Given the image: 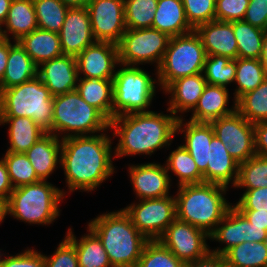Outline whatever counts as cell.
<instances>
[{
    "label": "cell",
    "instance_id": "obj_34",
    "mask_svg": "<svg viewBox=\"0 0 267 267\" xmlns=\"http://www.w3.org/2000/svg\"><path fill=\"white\" fill-rule=\"evenodd\" d=\"M165 163L168 173L173 172L176 175L177 186L203 183V174L182 144L169 154Z\"/></svg>",
    "mask_w": 267,
    "mask_h": 267
},
{
    "label": "cell",
    "instance_id": "obj_27",
    "mask_svg": "<svg viewBox=\"0 0 267 267\" xmlns=\"http://www.w3.org/2000/svg\"><path fill=\"white\" fill-rule=\"evenodd\" d=\"M152 28L170 37L194 31L187 21L182 0H158Z\"/></svg>",
    "mask_w": 267,
    "mask_h": 267
},
{
    "label": "cell",
    "instance_id": "obj_35",
    "mask_svg": "<svg viewBox=\"0 0 267 267\" xmlns=\"http://www.w3.org/2000/svg\"><path fill=\"white\" fill-rule=\"evenodd\" d=\"M237 41L238 58L260 59L265 30L244 20L231 22Z\"/></svg>",
    "mask_w": 267,
    "mask_h": 267
},
{
    "label": "cell",
    "instance_id": "obj_37",
    "mask_svg": "<svg viewBox=\"0 0 267 267\" xmlns=\"http://www.w3.org/2000/svg\"><path fill=\"white\" fill-rule=\"evenodd\" d=\"M236 110L252 124L267 122V78L236 101Z\"/></svg>",
    "mask_w": 267,
    "mask_h": 267
},
{
    "label": "cell",
    "instance_id": "obj_7",
    "mask_svg": "<svg viewBox=\"0 0 267 267\" xmlns=\"http://www.w3.org/2000/svg\"><path fill=\"white\" fill-rule=\"evenodd\" d=\"M0 117H27L52 133L53 96L39 77L0 90Z\"/></svg>",
    "mask_w": 267,
    "mask_h": 267
},
{
    "label": "cell",
    "instance_id": "obj_45",
    "mask_svg": "<svg viewBox=\"0 0 267 267\" xmlns=\"http://www.w3.org/2000/svg\"><path fill=\"white\" fill-rule=\"evenodd\" d=\"M64 237L53 255L43 254L45 267H79L74 244L66 236Z\"/></svg>",
    "mask_w": 267,
    "mask_h": 267
},
{
    "label": "cell",
    "instance_id": "obj_17",
    "mask_svg": "<svg viewBox=\"0 0 267 267\" xmlns=\"http://www.w3.org/2000/svg\"><path fill=\"white\" fill-rule=\"evenodd\" d=\"M130 182L139 200L169 196L171 175L165 164L143 163L129 165Z\"/></svg>",
    "mask_w": 267,
    "mask_h": 267
},
{
    "label": "cell",
    "instance_id": "obj_6",
    "mask_svg": "<svg viewBox=\"0 0 267 267\" xmlns=\"http://www.w3.org/2000/svg\"><path fill=\"white\" fill-rule=\"evenodd\" d=\"M109 126L110 121L76 90L53 97L52 134L58 138L96 135L110 131Z\"/></svg>",
    "mask_w": 267,
    "mask_h": 267
},
{
    "label": "cell",
    "instance_id": "obj_53",
    "mask_svg": "<svg viewBox=\"0 0 267 267\" xmlns=\"http://www.w3.org/2000/svg\"><path fill=\"white\" fill-rule=\"evenodd\" d=\"M252 225L267 230V212L259 210H239Z\"/></svg>",
    "mask_w": 267,
    "mask_h": 267
},
{
    "label": "cell",
    "instance_id": "obj_60",
    "mask_svg": "<svg viewBox=\"0 0 267 267\" xmlns=\"http://www.w3.org/2000/svg\"><path fill=\"white\" fill-rule=\"evenodd\" d=\"M2 249H0V251H1ZM2 256H3V254L0 252V264H1V261H2Z\"/></svg>",
    "mask_w": 267,
    "mask_h": 267
},
{
    "label": "cell",
    "instance_id": "obj_13",
    "mask_svg": "<svg viewBox=\"0 0 267 267\" xmlns=\"http://www.w3.org/2000/svg\"><path fill=\"white\" fill-rule=\"evenodd\" d=\"M209 234L187 222L175 219L166 229L159 241L183 263L192 262L205 256Z\"/></svg>",
    "mask_w": 267,
    "mask_h": 267
},
{
    "label": "cell",
    "instance_id": "obj_2",
    "mask_svg": "<svg viewBox=\"0 0 267 267\" xmlns=\"http://www.w3.org/2000/svg\"><path fill=\"white\" fill-rule=\"evenodd\" d=\"M169 114L155 111L136 112L114 117L109 129L113 136L119 137L114 149L116 158L134 155H152L163 147H169L176 136L178 118L167 109Z\"/></svg>",
    "mask_w": 267,
    "mask_h": 267
},
{
    "label": "cell",
    "instance_id": "obj_42",
    "mask_svg": "<svg viewBox=\"0 0 267 267\" xmlns=\"http://www.w3.org/2000/svg\"><path fill=\"white\" fill-rule=\"evenodd\" d=\"M6 163L10 181L14 188L39 182L35 169L25 153L6 151L2 157Z\"/></svg>",
    "mask_w": 267,
    "mask_h": 267
},
{
    "label": "cell",
    "instance_id": "obj_10",
    "mask_svg": "<svg viewBox=\"0 0 267 267\" xmlns=\"http://www.w3.org/2000/svg\"><path fill=\"white\" fill-rule=\"evenodd\" d=\"M170 38L168 34L153 28L127 29L117 44L119 64L139 66L155 63L157 75Z\"/></svg>",
    "mask_w": 267,
    "mask_h": 267
},
{
    "label": "cell",
    "instance_id": "obj_39",
    "mask_svg": "<svg viewBox=\"0 0 267 267\" xmlns=\"http://www.w3.org/2000/svg\"><path fill=\"white\" fill-rule=\"evenodd\" d=\"M267 186V157L255 155L239 164L238 179L234 188L245 190Z\"/></svg>",
    "mask_w": 267,
    "mask_h": 267
},
{
    "label": "cell",
    "instance_id": "obj_50",
    "mask_svg": "<svg viewBox=\"0 0 267 267\" xmlns=\"http://www.w3.org/2000/svg\"><path fill=\"white\" fill-rule=\"evenodd\" d=\"M182 267H227L224 255L209 251L205 256L192 262H186Z\"/></svg>",
    "mask_w": 267,
    "mask_h": 267
},
{
    "label": "cell",
    "instance_id": "obj_30",
    "mask_svg": "<svg viewBox=\"0 0 267 267\" xmlns=\"http://www.w3.org/2000/svg\"><path fill=\"white\" fill-rule=\"evenodd\" d=\"M9 125V148L6 151L25 153L46 132L31 118L27 117H0V125Z\"/></svg>",
    "mask_w": 267,
    "mask_h": 267
},
{
    "label": "cell",
    "instance_id": "obj_23",
    "mask_svg": "<svg viewBox=\"0 0 267 267\" xmlns=\"http://www.w3.org/2000/svg\"><path fill=\"white\" fill-rule=\"evenodd\" d=\"M229 91L227 87L207 84L195 108L190 121L210 123L215 119L233 114L236 111V101L229 106Z\"/></svg>",
    "mask_w": 267,
    "mask_h": 267
},
{
    "label": "cell",
    "instance_id": "obj_43",
    "mask_svg": "<svg viewBox=\"0 0 267 267\" xmlns=\"http://www.w3.org/2000/svg\"><path fill=\"white\" fill-rule=\"evenodd\" d=\"M180 261L159 240L148 241L136 267H182Z\"/></svg>",
    "mask_w": 267,
    "mask_h": 267
},
{
    "label": "cell",
    "instance_id": "obj_52",
    "mask_svg": "<svg viewBox=\"0 0 267 267\" xmlns=\"http://www.w3.org/2000/svg\"><path fill=\"white\" fill-rule=\"evenodd\" d=\"M13 189L6 163L0 158V196L7 201Z\"/></svg>",
    "mask_w": 267,
    "mask_h": 267
},
{
    "label": "cell",
    "instance_id": "obj_33",
    "mask_svg": "<svg viewBox=\"0 0 267 267\" xmlns=\"http://www.w3.org/2000/svg\"><path fill=\"white\" fill-rule=\"evenodd\" d=\"M227 267H265L267 246L265 242H243L229 249L225 254Z\"/></svg>",
    "mask_w": 267,
    "mask_h": 267
},
{
    "label": "cell",
    "instance_id": "obj_51",
    "mask_svg": "<svg viewBox=\"0 0 267 267\" xmlns=\"http://www.w3.org/2000/svg\"><path fill=\"white\" fill-rule=\"evenodd\" d=\"M256 155L267 157V122L254 124Z\"/></svg>",
    "mask_w": 267,
    "mask_h": 267
},
{
    "label": "cell",
    "instance_id": "obj_58",
    "mask_svg": "<svg viewBox=\"0 0 267 267\" xmlns=\"http://www.w3.org/2000/svg\"><path fill=\"white\" fill-rule=\"evenodd\" d=\"M7 215L6 200L0 196V224Z\"/></svg>",
    "mask_w": 267,
    "mask_h": 267
},
{
    "label": "cell",
    "instance_id": "obj_38",
    "mask_svg": "<svg viewBox=\"0 0 267 267\" xmlns=\"http://www.w3.org/2000/svg\"><path fill=\"white\" fill-rule=\"evenodd\" d=\"M38 28L59 32L69 9L61 0H33Z\"/></svg>",
    "mask_w": 267,
    "mask_h": 267
},
{
    "label": "cell",
    "instance_id": "obj_47",
    "mask_svg": "<svg viewBox=\"0 0 267 267\" xmlns=\"http://www.w3.org/2000/svg\"><path fill=\"white\" fill-rule=\"evenodd\" d=\"M4 256L6 258L2 259L0 267H45L43 254L33 248H28L16 255L4 254Z\"/></svg>",
    "mask_w": 267,
    "mask_h": 267
},
{
    "label": "cell",
    "instance_id": "obj_56",
    "mask_svg": "<svg viewBox=\"0 0 267 267\" xmlns=\"http://www.w3.org/2000/svg\"><path fill=\"white\" fill-rule=\"evenodd\" d=\"M260 61L267 76V30L265 31V35L263 38Z\"/></svg>",
    "mask_w": 267,
    "mask_h": 267
},
{
    "label": "cell",
    "instance_id": "obj_22",
    "mask_svg": "<svg viewBox=\"0 0 267 267\" xmlns=\"http://www.w3.org/2000/svg\"><path fill=\"white\" fill-rule=\"evenodd\" d=\"M207 81L203 73L192 76H186L173 81L163 92L170 94L167 103L168 110L171 111L178 119L183 115L177 113H185L192 111L200 96L203 94Z\"/></svg>",
    "mask_w": 267,
    "mask_h": 267
},
{
    "label": "cell",
    "instance_id": "obj_18",
    "mask_svg": "<svg viewBox=\"0 0 267 267\" xmlns=\"http://www.w3.org/2000/svg\"><path fill=\"white\" fill-rule=\"evenodd\" d=\"M58 34L63 55L76 57L95 43L87 7H69Z\"/></svg>",
    "mask_w": 267,
    "mask_h": 267
},
{
    "label": "cell",
    "instance_id": "obj_49",
    "mask_svg": "<svg viewBox=\"0 0 267 267\" xmlns=\"http://www.w3.org/2000/svg\"><path fill=\"white\" fill-rule=\"evenodd\" d=\"M243 20L266 31L267 0H249V5Z\"/></svg>",
    "mask_w": 267,
    "mask_h": 267
},
{
    "label": "cell",
    "instance_id": "obj_48",
    "mask_svg": "<svg viewBox=\"0 0 267 267\" xmlns=\"http://www.w3.org/2000/svg\"><path fill=\"white\" fill-rule=\"evenodd\" d=\"M238 210H259L267 212V186L245 190L234 204Z\"/></svg>",
    "mask_w": 267,
    "mask_h": 267
},
{
    "label": "cell",
    "instance_id": "obj_15",
    "mask_svg": "<svg viewBox=\"0 0 267 267\" xmlns=\"http://www.w3.org/2000/svg\"><path fill=\"white\" fill-rule=\"evenodd\" d=\"M86 7L95 40L118 44L127 30L124 0H89Z\"/></svg>",
    "mask_w": 267,
    "mask_h": 267
},
{
    "label": "cell",
    "instance_id": "obj_57",
    "mask_svg": "<svg viewBox=\"0 0 267 267\" xmlns=\"http://www.w3.org/2000/svg\"><path fill=\"white\" fill-rule=\"evenodd\" d=\"M68 7H86L89 0H61Z\"/></svg>",
    "mask_w": 267,
    "mask_h": 267
},
{
    "label": "cell",
    "instance_id": "obj_20",
    "mask_svg": "<svg viewBox=\"0 0 267 267\" xmlns=\"http://www.w3.org/2000/svg\"><path fill=\"white\" fill-rule=\"evenodd\" d=\"M179 118L176 124V134H184V148L194 159L197 168L203 174V182L207 183V163L209 147L212 138L215 136L210 123L186 121ZM185 121V123L183 122Z\"/></svg>",
    "mask_w": 267,
    "mask_h": 267
},
{
    "label": "cell",
    "instance_id": "obj_36",
    "mask_svg": "<svg viewBox=\"0 0 267 267\" xmlns=\"http://www.w3.org/2000/svg\"><path fill=\"white\" fill-rule=\"evenodd\" d=\"M266 78L260 59L237 58L234 100L237 101L242 95L256 89Z\"/></svg>",
    "mask_w": 267,
    "mask_h": 267
},
{
    "label": "cell",
    "instance_id": "obj_9",
    "mask_svg": "<svg viewBox=\"0 0 267 267\" xmlns=\"http://www.w3.org/2000/svg\"><path fill=\"white\" fill-rule=\"evenodd\" d=\"M205 49L196 31L170 38L161 65L157 69L158 86L165 90L173 81L203 73Z\"/></svg>",
    "mask_w": 267,
    "mask_h": 267
},
{
    "label": "cell",
    "instance_id": "obj_32",
    "mask_svg": "<svg viewBox=\"0 0 267 267\" xmlns=\"http://www.w3.org/2000/svg\"><path fill=\"white\" fill-rule=\"evenodd\" d=\"M76 91L83 100L98 109L109 121L113 119L112 79L78 77Z\"/></svg>",
    "mask_w": 267,
    "mask_h": 267
},
{
    "label": "cell",
    "instance_id": "obj_24",
    "mask_svg": "<svg viewBox=\"0 0 267 267\" xmlns=\"http://www.w3.org/2000/svg\"><path fill=\"white\" fill-rule=\"evenodd\" d=\"M227 146L214 136L210 142L207 183L219 184L225 187L231 183L235 186L238 179L239 163L229 154Z\"/></svg>",
    "mask_w": 267,
    "mask_h": 267
},
{
    "label": "cell",
    "instance_id": "obj_46",
    "mask_svg": "<svg viewBox=\"0 0 267 267\" xmlns=\"http://www.w3.org/2000/svg\"><path fill=\"white\" fill-rule=\"evenodd\" d=\"M249 0H216L215 20L233 22L243 20Z\"/></svg>",
    "mask_w": 267,
    "mask_h": 267
},
{
    "label": "cell",
    "instance_id": "obj_59",
    "mask_svg": "<svg viewBox=\"0 0 267 267\" xmlns=\"http://www.w3.org/2000/svg\"><path fill=\"white\" fill-rule=\"evenodd\" d=\"M3 25L0 23V42H2L3 40H5V36H4V32H3Z\"/></svg>",
    "mask_w": 267,
    "mask_h": 267
},
{
    "label": "cell",
    "instance_id": "obj_26",
    "mask_svg": "<svg viewBox=\"0 0 267 267\" xmlns=\"http://www.w3.org/2000/svg\"><path fill=\"white\" fill-rule=\"evenodd\" d=\"M11 42L9 39V55L6 70L0 83V90L38 77L39 66L32 61L18 41Z\"/></svg>",
    "mask_w": 267,
    "mask_h": 267
},
{
    "label": "cell",
    "instance_id": "obj_54",
    "mask_svg": "<svg viewBox=\"0 0 267 267\" xmlns=\"http://www.w3.org/2000/svg\"><path fill=\"white\" fill-rule=\"evenodd\" d=\"M9 55V39L0 42V83L2 82Z\"/></svg>",
    "mask_w": 267,
    "mask_h": 267
},
{
    "label": "cell",
    "instance_id": "obj_41",
    "mask_svg": "<svg viewBox=\"0 0 267 267\" xmlns=\"http://www.w3.org/2000/svg\"><path fill=\"white\" fill-rule=\"evenodd\" d=\"M158 0H124L127 29L152 28Z\"/></svg>",
    "mask_w": 267,
    "mask_h": 267
},
{
    "label": "cell",
    "instance_id": "obj_4",
    "mask_svg": "<svg viewBox=\"0 0 267 267\" xmlns=\"http://www.w3.org/2000/svg\"><path fill=\"white\" fill-rule=\"evenodd\" d=\"M176 218L210 234L233 205L225 198V187L214 183L177 187Z\"/></svg>",
    "mask_w": 267,
    "mask_h": 267
},
{
    "label": "cell",
    "instance_id": "obj_55",
    "mask_svg": "<svg viewBox=\"0 0 267 267\" xmlns=\"http://www.w3.org/2000/svg\"><path fill=\"white\" fill-rule=\"evenodd\" d=\"M13 0H0V23H3L6 20L9 8Z\"/></svg>",
    "mask_w": 267,
    "mask_h": 267
},
{
    "label": "cell",
    "instance_id": "obj_40",
    "mask_svg": "<svg viewBox=\"0 0 267 267\" xmlns=\"http://www.w3.org/2000/svg\"><path fill=\"white\" fill-rule=\"evenodd\" d=\"M236 72V59L225 56H206L203 75L207 84L228 87L234 83Z\"/></svg>",
    "mask_w": 267,
    "mask_h": 267
},
{
    "label": "cell",
    "instance_id": "obj_8",
    "mask_svg": "<svg viewBox=\"0 0 267 267\" xmlns=\"http://www.w3.org/2000/svg\"><path fill=\"white\" fill-rule=\"evenodd\" d=\"M113 81V118L147 110L156 96L155 79L139 66L119 64Z\"/></svg>",
    "mask_w": 267,
    "mask_h": 267
},
{
    "label": "cell",
    "instance_id": "obj_12",
    "mask_svg": "<svg viewBox=\"0 0 267 267\" xmlns=\"http://www.w3.org/2000/svg\"><path fill=\"white\" fill-rule=\"evenodd\" d=\"M215 136L226 146L229 154L240 164L256 155L254 124L237 110L210 122Z\"/></svg>",
    "mask_w": 267,
    "mask_h": 267
},
{
    "label": "cell",
    "instance_id": "obj_14",
    "mask_svg": "<svg viewBox=\"0 0 267 267\" xmlns=\"http://www.w3.org/2000/svg\"><path fill=\"white\" fill-rule=\"evenodd\" d=\"M267 230L251 224L247 218L232 205L221 222L209 234V240L225 245L211 249L213 253L224 255L232 247L247 242H265Z\"/></svg>",
    "mask_w": 267,
    "mask_h": 267
},
{
    "label": "cell",
    "instance_id": "obj_25",
    "mask_svg": "<svg viewBox=\"0 0 267 267\" xmlns=\"http://www.w3.org/2000/svg\"><path fill=\"white\" fill-rule=\"evenodd\" d=\"M62 139L46 132L31 146L25 155L41 180H47L61 161Z\"/></svg>",
    "mask_w": 267,
    "mask_h": 267
},
{
    "label": "cell",
    "instance_id": "obj_31",
    "mask_svg": "<svg viewBox=\"0 0 267 267\" xmlns=\"http://www.w3.org/2000/svg\"><path fill=\"white\" fill-rule=\"evenodd\" d=\"M87 230L89 233L80 239L73 234L72 228L66 232V237L74 244L79 267H112L100 238L90 227L87 226Z\"/></svg>",
    "mask_w": 267,
    "mask_h": 267
},
{
    "label": "cell",
    "instance_id": "obj_44",
    "mask_svg": "<svg viewBox=\"0 0 267 267\" xmlns=\"http://www.w3.org/2000/svg\"><path fill=\"white\" fill-rule=\"evenodd\" d=\"M185 15L190 26H198L215 20L216 0H182Z\"/></svg>",
    "mask_w": 267,
    "mask_h": 267
},
{
    "label": "cell",
    "instance_id": "obj_29",
    "mask_svg": "<svg viewBox=\"0 0 267 267\" xmlns=\"http://www.w3.org/2000/svg\"><path fill=\"white\" fill-rule=\"evenodd\" d=\"M3 26L4 36L19 41L38 28L33 0H13ZM10 33V34H9ZM12 35V38L9 37Z\"/></svg>",
    "mask_w": 267,
    "mask_h": 267
},
{
    "label": "cell",
    "instance_id": "obj_1",
    "mask_svg": "<svg viewBox=\"0 0 267 267\" xmlns=\"http://www.w3.org/2000/svg\"><path fill=\"white\" fill-rule=\"evenodd\" d=\"M111 140L104 132L62 139L60 166L68 193L95 191L114 174Z\"/></svg>",
    "mask_w": 267,
    "mask_h": 267
},
{
    "label": "cell",
    "instance_id": "obj_28",
    "mask_svg": "<svg viewBox=\"0 0 267 267\" xmlns=\"http://www.w3.org/2000/svg\"><path fill=\"white\" fill-rule=\"evenodd\" d=\"M18 42L38 66L63 55L57 32L37 28Z\"/></svg>",
    "mask_w": 267,
    "mask_h": 267
},
{
    "label": "cell",
    "instance_id": "obj_16",
    "mask_svg": "<svg viewBox=\"0 0 267 267\" xmlns=\"http://www.w3.org/2000/svg\"><path fill=\"white\" fill-rule=\"evenodd\" d=\"M75 58L78 77L113 79L119 65L118 46L111 42L96 41Z\"/></svg>",
    "mask_w": 267,
    "mask_h": 267
},
{
    "label": "cell",
    "instance_id": "obj_5",
    "mask_svg": "<svg viewBox=\"0 0 267 267\" xmlns=\"http://www.w3.org/2000/svg\"><path fill=\"white\" fill-rule=\"evenodd\" d=\"M66 193L47 180L16 187L6 201L7 214L30 225H50L60 216Z\"/></svg>",
    "mask_w": 267,
    "mask_h": 267
},
{
    "label": "cell",
    "instance_id": "obj_11",
    "mask_svg": "<svg viewBox=\"0 0 267 267\" xmlns=\"http://www.w3.org/2000/svg\"><path fill=\"white\" fill-rule=\"evenodd\" d=\"M138 201L124 207V211L148 241L159 240L167 227L176 219L175 196Z\"/></svg>",
    "mask_w": 267,
    "mask_h": 267
},
{
    "label": "cell",
    "instance_id": "obj_21",
    "mask_svg": "<svg viewBox=\"0 0 267 267\" xmlns=\"http://www.w3.org/2000/svg\"><path fill=\"white\" fill-rule=\"evenodd\" d=\"M195 31L201 38L207 56L238 58L237 41L231 22L213 20L198 26Z\"/></svg>",
    "mask_w": 267,
    "mask_h": 267
},
{
    "label": "cell",
    "instance_id": "obj_19",
    "mask_svg": "<svg viewBox=\"0 0 267 267\" xmlns=\"http://www.w3.org/2000/svg\"><path fill=\"white\" fill-rule=\"evenodd\" d=\"M38 77L52 96L76 90L78 70L75 56L62 55L39 65Z\"/></svg>",
    "mask_w": 267,
    "mask_h": 267
},
{
    "label": "cell",
    "instance_id": "obj_3",
    "mask_svg": "<svg viewBox=\"0 0 267 267\" xmlns=\"http://www.w3.org/2000/svg\"><path fill=\"white\" fill-rule=\"evenodd\" d=\"M102 241L112 267H136L148 240L124 209L98 215L88 222Z\"/></svg>",
    "mask_w": 267,
    "mask_h": 267
}]
</instances>
